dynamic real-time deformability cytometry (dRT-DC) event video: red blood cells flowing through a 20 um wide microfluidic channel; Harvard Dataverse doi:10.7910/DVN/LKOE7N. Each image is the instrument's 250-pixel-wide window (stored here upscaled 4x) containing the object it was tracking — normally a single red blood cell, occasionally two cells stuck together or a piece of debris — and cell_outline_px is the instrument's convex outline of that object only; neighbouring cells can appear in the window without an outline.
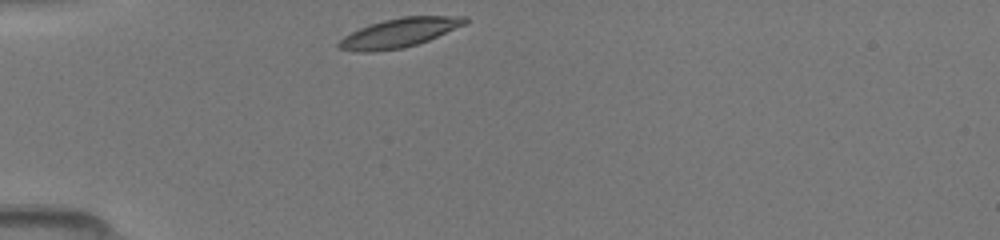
{"species": "common noctule bat (a hibernating species)", "species_latin": "Nyctalus noctula", "temperature_condition": "room temperature", "stored_images_in_passage": 32, "camera_frame_rate_fps": 3000, "um_per_image_px": 0.085, "animal": {"sex": "female", "body_mass_g": 19.5, "forearm_length_mm": 54.1}, "frame": {"image": 1, "passage_image": 1, "time_ms": 0.0, "image_size_px": [1000, 240], "cell_outline_px": [[468, 20], [464, 24], [428, 40], [404, 48], [372, 52], [356, 52], [340, 48], [336, 44], [344, 36], [360, 28], [384, 20], [404, 16], [468, 16]], "centroid_in_image_um": [33.92, 2.79], "position_along_channel_um": 51.1, "area_um2": 21.1}}
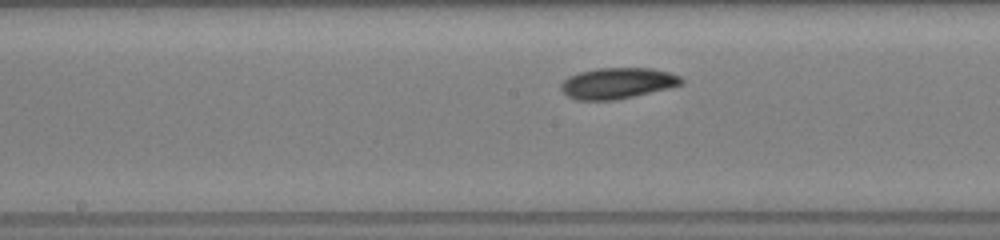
{"frame": {"image": 2, "passage_image": 13, "time_ms": 4.0, "image_size_px": [1000, 240], "cell_outline_px": [[684, 84], [668, 88], [616, 100], [576, 100], [568, 96], [560, 88], [560, 84], [568, 76], [580, 72], [596, 68], [652, 68], [668, 72], [680, 76], [684, 80]], "centroid_in_image_um": [52.48, 7.07], "position_along_channel_um": 195.7, "area_um2": 21.73}}
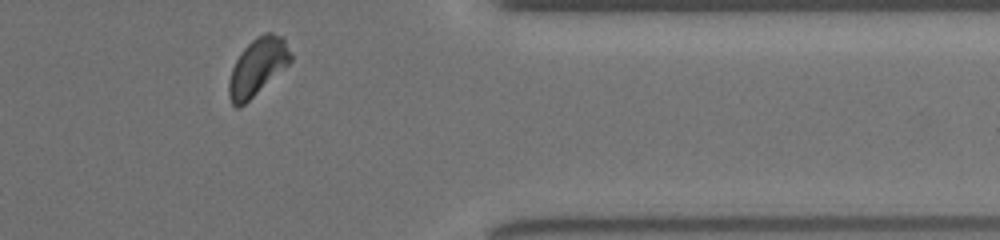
{"frame": {"image": 3, "passage_image": 28, "time_ms": 9.0, "image_size_px": [1000, 240], "cell_outline_px": [[292, 60], [288, 64], [240, 108], [236, 108], [232, 104], [228, 96], [228, 80], [232, 68], [240, 52], [256, 36], [264, 32], [272, 32], [280, 36], [284, 40], [292, 56]], "centroid_in_image_um": [21.85, 5.68], "position_along_channel_um": 389.6, "area_um2": 20.35}}